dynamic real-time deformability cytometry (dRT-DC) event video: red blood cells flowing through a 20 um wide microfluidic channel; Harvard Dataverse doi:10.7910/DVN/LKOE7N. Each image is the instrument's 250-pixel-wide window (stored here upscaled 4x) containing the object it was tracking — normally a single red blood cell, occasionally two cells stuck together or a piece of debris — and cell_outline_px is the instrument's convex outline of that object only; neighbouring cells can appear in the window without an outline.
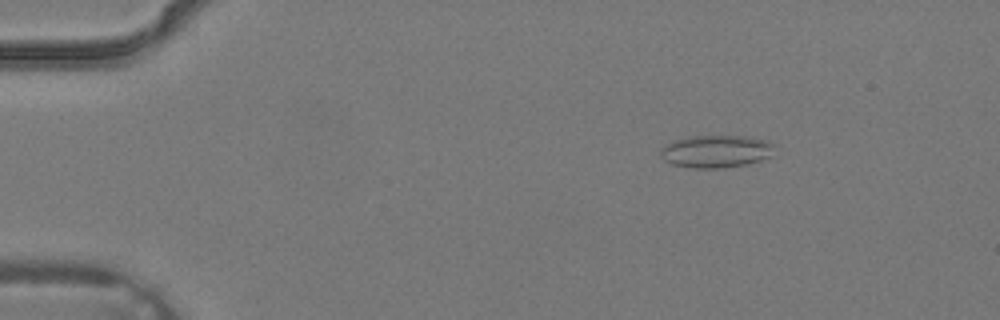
{"species": "common noctule bat (a hibernating species)", "species_latin": "Nyctalus noctula", "temperature_condition": "warm", "stored_images_in_passage": 4, "camera_frame_rate_fps": 3000, "um_per_image_px": 0.085, "animal": {"sex": "male", "body_mass_g": 19.2, "forearm_length_mm": 51.8}, "frame": {"image": 1, "passage_image": 2, "time_ms": 0.333, "image_size_px": [1000, 320], "cell_outline_px": [[776, 144], [772, 156], [748, 164], [716, 168], [692, 168], [672, 164], [664, 160], [660, 156], [660, 148], [672, 140], [688, 136], [752, 136], [768, 140]], "centroid_in_image_um": [60.89, 12.85], "position_along_channel_um": 24.1, "area_um2": 22.02}}